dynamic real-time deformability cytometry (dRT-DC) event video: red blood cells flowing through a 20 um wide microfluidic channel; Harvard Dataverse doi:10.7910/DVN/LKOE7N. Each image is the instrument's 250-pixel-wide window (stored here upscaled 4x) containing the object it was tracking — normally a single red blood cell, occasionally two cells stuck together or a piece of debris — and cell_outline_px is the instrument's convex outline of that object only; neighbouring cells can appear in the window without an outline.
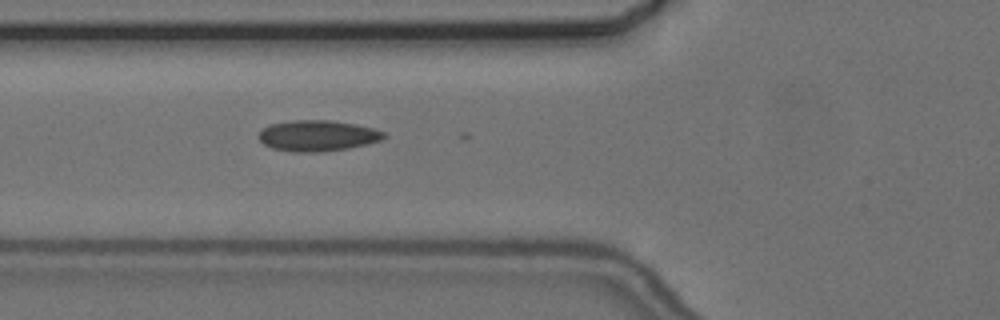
{"species": "common noctule bat (a hibernating species)", "species_latin": "Nyctalus noctula", "temperature_condition": "cold", "stored_images_in_passage": 3, "segment_of_instrument_passage": [1, 2], "camera_frame_rate_fps": 3000, "um_per_image_px": 0.085, "animal": {"sex": "female", "body_mass_g": 24.6, "forearm_length_mm": 56.2}, "frame": {"image": 1, "passage_image": 2, "time_ms": 1.0, "image_size_px": [1000, 320], "cell_outline_px": [[388, 136], [380, 140], [368, 144], [348, 148], [324, 152], [292, 152], [272, 148], [264, 144], [260, 140], [260, 132], [268, 124], [292, 120], [328, 120], [356, 124], [376, 128], [384, 132]], "centroid_in_image_um": [27.03, 11.53], "position_along_channel_um": 98.8, "area_um2": 22.72}}